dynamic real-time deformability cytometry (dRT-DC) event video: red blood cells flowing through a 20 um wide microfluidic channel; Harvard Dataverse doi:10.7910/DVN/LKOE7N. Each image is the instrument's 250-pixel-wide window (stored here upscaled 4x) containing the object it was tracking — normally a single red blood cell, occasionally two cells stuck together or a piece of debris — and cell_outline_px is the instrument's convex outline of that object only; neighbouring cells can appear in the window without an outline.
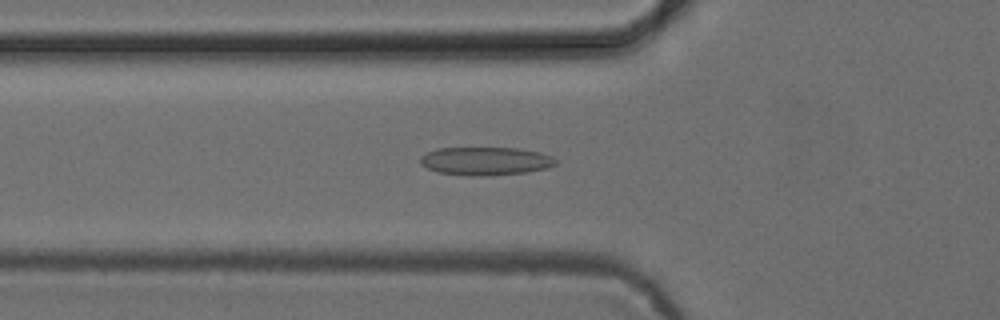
{"species": "common noctule bat (a hibernating species)", "species_latin": "Nyctalus noctula", "temperature_condition": "cold", "stored_images_in_passage": 53, "camera_frame_rate_fps": 3000, "um_per_image_px": 0.085, "animal": {"sex": "female", "body_mass_g": 24.6, "forearm_length_mm": 56.2}, "frame": {"image": 1, "passage_image": 19, "time_ms": 6.0, "image_size_px": [1000, 320], "cell_outline_px": [[556, 164], [548, 168], [528, 172], [484, 176], [472, 176], [436, 172], [420, 164], [420, 156], [436, 148], [516, 148], [540, 152], [552, 156], [556, 160]], "centroid_in_image_um": [41.27, 13.69], "position_along_channel_um": 84.5, "area_um2": 22.37}}
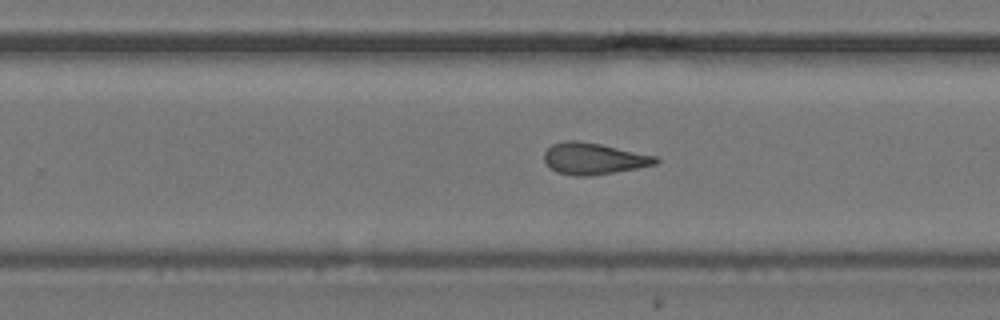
{"frame": {"image": 2, "passage_image": 34, "time_ms": 11.0, "image_size_px": [1000, 320], "cell_outline_px": [[660, 160], [656, 164], [636, 168], [592, 176], [572, 176], [556, 172], [544, 160], [544, 152], [552, 144], [568, 140], [576, 140], [600, 144], [656, 156]], "centroid_in_image_um": [50.44, 13.49], "position_along_channel_um": 279.4, "area_um2": 20.35}}
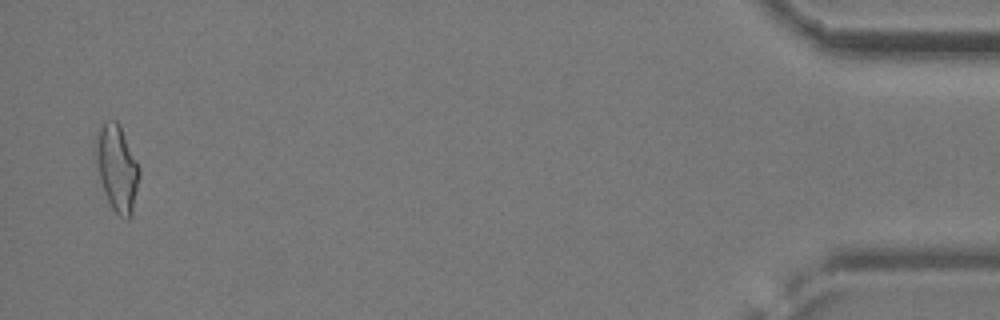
{"frame": {"image": 3, "passage_image": 52, "time_ms": 17.0, "image_size_px": [1000, 320], "cell_outline_px": [[140, 176], [132, 216], [128, 220], [124, 220], [112, 208], [104, 192], [100, 180], [92, 152], [92, 144], [96, 132], [100, 124], [104, 120], [116, 120], [120, 124], [140, 168]], "centroid_in_image_um": [9.9, 14.23], "position_along_channel_um": 425.3, "area_um2": 22.83}, "authors_computed_cell_mechanics": {"area_um2": 21.0392, "velocity_mm_per_s": 3.8816, "shape_relaxation_time_tau1_ms": 6.7348, "shape_relaxation_time_tau2_ms": 2.2043, "deformation_change_tau1": 0.201, "deformation_change_tau2": 0.1109}}